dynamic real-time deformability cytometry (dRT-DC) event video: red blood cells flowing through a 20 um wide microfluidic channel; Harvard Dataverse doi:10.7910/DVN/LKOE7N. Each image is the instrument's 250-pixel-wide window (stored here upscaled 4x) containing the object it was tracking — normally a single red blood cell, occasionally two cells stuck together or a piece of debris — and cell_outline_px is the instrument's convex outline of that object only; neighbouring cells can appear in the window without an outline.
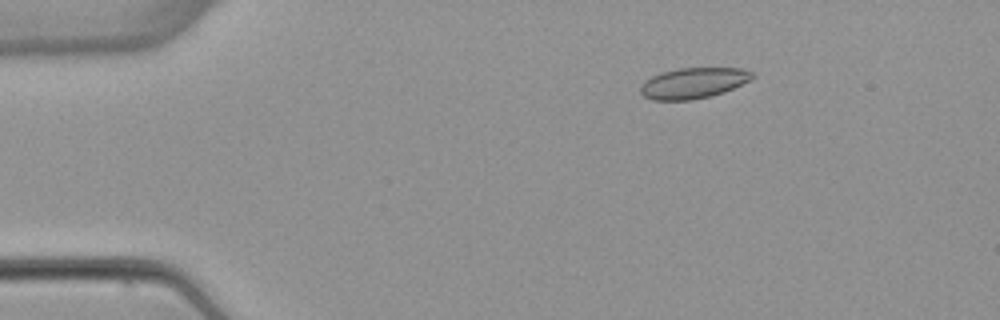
{"species": "common noctule bat (a hibernating species)", "species_latin": "Nyctalus noctula", "temperature_condition": "warm", "stored_images_in_passage": 4, "camera_frame_rate_fps": 3000, "um_per_image_px": 0.085, "animal": {"sex": "female", "body_mass_g": 22.7, "forearm_length_mm": 54.2}, "frame": {"image": 1, "passage_image": 3, "time_ms": 2.333, "image_size_px": [1000, 320], "cell_outline_px": [[756, 76], [752, 80], [724, 92], [692, 100], [652, 100], [644, 96], [640, 92], [640, 84], [644, 80], [660, 72], [680, 68], [744, 68], [752, 72]], "centroid_in_image_um": [58.94, 7.05], "position_along_channel_um": 26.1, "area_um2": 20.23}}